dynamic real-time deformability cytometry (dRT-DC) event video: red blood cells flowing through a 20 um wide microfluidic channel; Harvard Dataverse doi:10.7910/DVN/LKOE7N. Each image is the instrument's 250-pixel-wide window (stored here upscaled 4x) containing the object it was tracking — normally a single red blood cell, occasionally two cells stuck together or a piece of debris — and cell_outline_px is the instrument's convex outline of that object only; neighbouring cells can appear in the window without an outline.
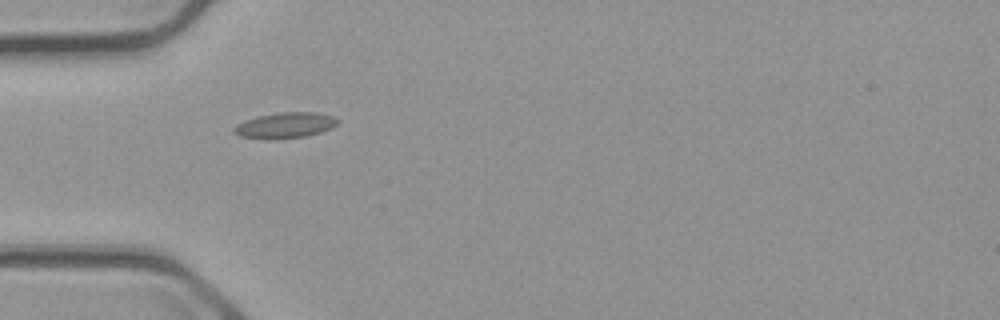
{"species": "common noctule bat (a hibernating species)", "species_latin": "Nyctalus noctula", "temperature_condition": "cold", "stored_images_in_passage": 4, "camera_frame_rate_fps": 3000, "um_per_image_px": 0.085, "animal": {"sex": "male", "body_mass_g": 23.1, "forearm_length_mm": 52.7}, "frame": {"image": 1, "passage_image": 1, "time_ms": 0.0, "image_size_px": [1000, 320], "cell_outline_px": [[340, 120], [332, 128], [320, 132], [304, 136], [240, 136], [232, 132], [232, 128], [236, 124], [244, 120], [256, 116], [276, 112], [316, 112], [332, 116]], "centroid_in_image_um": [24.25, 10.58], "position_along_channel_um": 60.7, "area_um2": 14.8}}